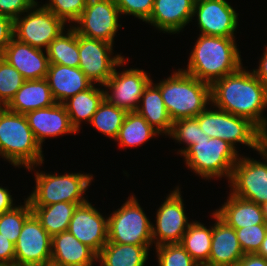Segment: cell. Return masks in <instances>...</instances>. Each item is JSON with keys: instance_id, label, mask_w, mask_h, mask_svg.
Wrapping results in <instances>:
<instances>
[{"instance_id": "obj_22", "label": "cell", "mask_w": 267, "mask_h": 266, "mask_svg": "<svg viewBox=\"0 0 267 266\" xmlns=\"http://www.w3.org/2000/svg\"><path fill=\"white\" fill-rule=\"evenodd\" d=\"M97 254L69 231L52 236L50 266H93Z\"/></svg>"}, {"instance_id": "obj_11", "label": "cell", "mask_w": 267, "mask_h": 266, "mask_svg": "<svg viewBox=\"0 0 267 266\" xmlns=\"http://www.w3.org/2000/svg\"><path fill=\"white\" fill-rule=\"evenodd\" d=\"M113 44L79 35V68L93 83L103 86L115 67L124 66L127 59L113 55Z\"/></svg>"}, {"instance_id": "obj_17", "label": "cell", "mask_w": 267, "mask_h": 266, "mask_svg": "<svg viewBox=\"0 0 267 266\" xmlns=\"http://www.w3.org/2000/svg\"><path fill=\"white\" fill-rule=\"evenodd\" d=\"M107 225L108 218L88 201L74 210L68 231L98 254L108 242Z\"/></svg>"}, {"instance_id": "obj_13", "label": "cell", "mask_w": 267, "mask_h": 266, "mask_svg": "<svg viewBox=\"0 0 267 266\" xmlns=\"http://www.w3.org/2000/svg\"><path fill=\"white\" fill-rule=\"evenodd\" d=\"M151 81V77L143 69L126 68V70L117 72L115 67L112 76L103 85L105 87V99L126 112H134Z\"/></svg>"}, {"instance_id": "obj_1", "label": "cell", "mask_w": 267, "mask_h": 266, "mask_svg": "<svg viewBox=\"0 0 267 266\" xmlns=\"http://www.w3.org/2000/svg\"><path fill=\"white\" fill-rule=\"evenodd\" d=\"M241 67L211 84V107L249 119L262 132L267 131V88Z\"/></svg>"}, {"instance_id": "obj_31", "label": "cell", "mask_w": 267, "mask_h": 266, "mask_svg": "<svg viewBox=\"0 0 267 266\" xmlns=\"http://www.w3.org/2000/svg\"><path fill=\"white\" fill-rule=\"evenodd\" d=\"M212 241V226L193 221L188 226L180 242L181 246L190 254L199 266H205L209 260Z\"/></svg>"}, {"instance_id": "obj_16", "label": "cell", "mask_w": 267, "mask_h": 266, "mask_svg": "<svg viewBox=\"0 0 267 266\" xmlns=\"http://www.w3.org/2000/svg\"><path fill=\"white\" fill-rule=\"evenodd\" d=\"M238 14L226 0H195L192 18H197L201 35L235 37Z\"/></svg>"}, {"instance_id": "obj_34", "label": "cell", "mask_w": 267, "mask_h": 266, "mask_svg": "<svg viewBox=\"0 0 267 266\" xmlns=\"http://www.w3.org/2000/svg\"><path fill=\"white\" fill-rule=\"evenodd\" d=\"M169 138L174 139L179 142V144L184 143V146L178 150L180 156L191 146L204 139H209V137L201 129L198 120L195 117L178 119L173 122L172 129Z\"/></svg>"}, {"instance_id": "obj_42", "label": "cell", "mask_w": 267, "mask_h": 266, "mask_svg": "<svg viewBox=\"0 0 267 266\" xmlns=\"http://www.w3.org/2000/svg\"><path fill=\"white\" fill-rule=\"evenodd\" d=\"M14 20L11 17L0 14V56L14 37Z\"/></svg>"}, {"instance_id": "obj_33", "label": "cell", "mask_w": 267, "mask_h": 266, "mask_svg": "<svg viewBox=\"0 0 267 266\" xmlns=\"http://www.w3.org/2000/svg\"><path fill=\"white\" fill-rule=\"evenodd\" d=\"M126 114L125 110L104 99L89 124L106 137L116 140Z\"/></svg>"}, {"instance_id": "obj_38", "label": "cell", "mask_w": 267, "mask_h": 266, "mask_svg": "<svg viewBox=\"0 0 267 266\" xmlns=\"http://www.w3.org/2000/svg\"><path fill=\"white\" fill-rule=\"evenodd\" d=\"M88 0H49L43 4L66 24H74L86 7Z\"/></svg>"}, {"instance_id": "obj_18", "label": "cell", "mask_w": 267, "mask_h": 266, "mask_svg": "<svg viewBox=\"0 0 267 266\" xmlns=\"http://www.w3.org/2000/svg\"><path fill=\"white\" fill-rule=\"evenodd\" d=\"M1 57L17 69L25 80L44 79L47 76L49 60L46 50L13 37Z\"/></svg>"}, {"instance_id": "obj_49", "label": "cell", "mask_w": 267, "mask_h": 266, "mask_svg": "<svg viewBox=\"0 0 267 266\" xmlns=\"http://www.w3.org/2000/svg\"><path fill=\"white\" fill-rule=\"evenodd\" d=\"M262 147H264V149H266L267 151V131L263 132V143H262Z\"/></svg>"}, {"instance_id": "obj_10", "label": "cell", "mask_w": 267, "mask_h": 266, "mask_svg": "<svg viewBox=\"0 0 267 266\" xmlns=\"http://www.w3.org/2000/svg\"><path fill=\"white\" fill-rule=\"evenodd\" d=\"M258 152L263 162L240 155L228 183L231 194L262 205L267 202V151L261 147Z\"/></svg>"}, {"instance_id": "obj_9", "label": "cell", "mask_w": 267, "mask_h": 266, "mask_svg": "<svg viewBox=\"0 0 267 266\" xmlns=\"http://www.w3.org/2000/svg\"><path fill=\"white\" fill-rule=\"evenodd\" d=\"M22 15L14 19V38L32 47L47 50L50 42L65 30L66 23L44 5H34Z\"/></svg>"}, {"instance_id": "obj_21", "label": "cell", "mask_w": 267, "mask_h": 266, "mask_svg": "<svg viewBox=\"0 0 267 266\" xmlns=\"http://www.w3.org/2000/svg\"><path fill=\"white\" fill-rule=\"evenodd\" d=\"M211 251L205 266H236L245 255L239 244L235 229L227 225L214 212Z\"/></svg>"}, {"instance_id": "obj_8", "label": "cell", "mask_w": 267, "mask_h": 266, "mask_svg": "<svg viewBox=\"0 0 267 266\" xmlns=\"http://www.w3.org/2000/svg\"><path fill=\"white\" fill-rule=\"evenodd\" d=\"M107 218V243L153 245V223L134 194Z\"/></svg>"}, {"instance_id": "obj_19", "label": "cell", "mask_w": 267, "mask_h": 266, "mask_svg": "<svg viewBox=\"0 0 267 266\" xmlns=\"http://www.w3.org/2000/svg\"><path fill=\"white\" fill-rule=\"evenodd\" d=\"M25 115L34 137L41 147L45 138L78 133L72 126L70 117L61 103L29 111Z\"/></svg>"}, {"instance_id": "obj_5", "label": "cell", "mask_w": 267, "mask_h": 266, "mask_svg": "<svg viewBox=\"0 0 267 266\" xmlns=\"http://www.w3.org/2000/svg\"><path fill=\"white\" fill-rule=\"evenodd\" d=\"M185 164L203 179L222 178L230 180L234 165L240 157L238 151L227 141L219 138L204 139L191 145L183 154Z\"/></svg>"}, {"instance_id": "obj_30", "label": "cell", "mask_w": 267, "mask_h": 266, "mask_svg": "<svg viewBox=\"0 0 267 266\" xmlns=\"http://www.w3.org/2000/svg\"><path fill=\"white\" fill-rule=\"evenodd\" d=\"M50 42L47 55L49 64L79 67V35L70 25Z\"/></svg>"}, {"instance_id": "obj_47", "label": "cell", "mask_w": 267, "mask_h": 266, "mask_svg": "<svg viewBox=\"0 0 267 266\" xmlns=\"http://www.w3.org/2000/svg\"><path fill=\"white\" fill-rule=\"evenodd\" d=\"M256 254L258 256H262L265 259H267V234H266V237L264 238V240L262 242L260 249L258 250V252Z\"/></svg>"}, {"instance_id": "obj_3", "label": "cell", "mask_w": 267, "mask_h": 266, "mask_svg": "<svg viewBox=\"0 0 267 266\" xmlns=\"http://www.w3.org/2000/svg\"><path fill=\"white\" fill-rule=\"evenodd\" d=\"M42 149L26 115L0 107V156L15 167L21 166L32 171L43 164Z\"/></svg>"}, {"instance_id": "obj_28", "label": "cell", "mask_w": 267, "mask_h": 266, "mask_svg": "<svg viewBox=\"0 0 267 266\" xmlns=\"http://www.w3.org/2000/svg\"><path fill=\"white\" fill-rule=\"evenodd\" d=\"M152 245L106 243L97 254L100 266H144Z\"/></svg>"}, {"instance_id": "obj_29", "label": "cell", "mask_w": 267, "mask_h": 266, "mask_svg": "<svg viewBox=\"0 0 267 266\" xmlns=\"http://www.w3.org/2000/svg\"><path fill=\"white\" fill-rule=\"evenodd\" d=\"M84 203L58 202L46 206H31L32 213L52 237L68 231L70 220L78 205Z\"/></svg>"}, {"instance_id": "obj_50", "label": "cell", "mask_w": 267, "mask_h": 266, "mask_svg": "<svg viewBox=\"0 0 267 266\" xmlns=\"http://www.w3.org/2000/svg\"><path fill=\"white\" fill-rule=\"evenodd\" d=\"M33 6L34 5H39V3L37 2V0H28Z\"/></svg>"}, {"instance_id": "obj_24", "label": "cell", "mask_w": 267, "mask_h": 266, "mask_svg": "<svg viewBox=\"0 0 267 266\" xmlns=\"http://www.w3.org/2000/svg\"><path fill=\"white\" fill-rule=\"evenodd\" d=\"M227 198L219 209L213 211L227 225L236 230L257 224H267L261 205L241 199L231 193Z\"/></svg>"}, {"instance_id": "obj_51", "label": "cell", "mask_w": 267, "mask_h": 266, "mask_svg": "<svg viewBox=\"0 0 267 266\" xmlns=\"http://www.w3.org/2000/svg\"><path fill=\"white\" fill-rule=\"evenodd\" d=\"M11 266H28V265H15V264H14V265H11Z\"/></svg>"}, {"instance_id": "obj_12", "label": "cell", "mask_w": 267, "mask_h": 266, "mask_svg": "<svg viewBox=\"0 0 267 266\" xmlns=\"http://www.w3.org/2000/svg\"><path fill=\"white\" fill-rule=\"evenodd\" d=\"M120 16L114 0H88L72 27L78 35L114 44L118 27H121L118 23Z\"/></svg>"}, {"instance_id": "obj_32", "label": "cell", "mask_w": 267, "mask_h": 266, "mask_svg": "<svg viewBox=\"0 0 267 266\" xmlns=\"http://www.w3.org/2000/svg\"><path fill=\"white\" fill-rule=\"evenodd\" d=\"M159 133L136 111L127 112L115 141L119 148L138 147Z\"/></svg>"}, {"instance_id": "obj_39", "label": "cell", "mask_w": 267, "mask_h": 266, "mask_svg": "<svg viewBox=\"0 0 267 266\" xmlns=\"http://www.w3.org/2000/svg\"><path fill=\"white\" fill-rule=\"evenodd\" d=\"M244 254L257 253L267 234V224H257L235 230Z\"/></svg>"}, {"instance_id": "obj_15", "label": "cell", "mask_w": 267, "mask_h": 266, "mask_svg": "<svg viewBox=\"0 0 267 266\" xmlns=\"http://www.w3.org/2000/svg\"><path fill=\"white\" fill-rule=\"evenodd\" d=\"M52 237L32 213L24 222L15 246V265L50 266Z\"/></svg>"}, {"instance_id": "obj_14", "label": "cell", "mask_w": 267, "mask_h": 266, "mask_svg": "<svg viewBox=\"0 0 267 266\" xmlns=\"http://www.w3.org/2000/svg\"><path fill=\"white\" fill-rule=\"evenodd\" d=\"M181 189L176 187L164 200L156 213V226L152 224V240L155 247L180 243L189 222L184 210Z\"/></svg>"}, {"instance_id": "obj_7", "label": "cell", "mask_w": 267, "mask_h": 266, "mask_svg": "<svg viewBox=\"0 0 267 266\" xmlns=\"http://www.w3.org/2000/svg\"><path fill=\"white\" fill-rule=\"evenodd\" d=\"M208 109L195 118L209 138H219L227 141L236 150L237 143L245 144L259 151L263 143V132L249 119L235 116L220 109Z\"/></svg>"}, {"instance_id": "obj_6", "label": "cell", "mask_w": 267, "mask_h": 266, "mask_svg": "<svg viewBox=\"0 0 267 266\" xmlns=\"http://www.w3.org/2000/svg\"><path fill=\"white\" fill-rule=\"evenodd\" d=\"M34 190L26 199L31 206H46L58 202L86 203L85 192L93 175L85 173L50 174L37 171Z\"/></svg>"}, {"instance_id": "obj_48", "label": "cell", "mask_w": 267, "mask_h": 266, "mask_svg": "<svg viewBox=\"0 0 267 266\" xmlns=\"http://www.w3.org/2000/svg\"><path fill=\"white\" fill-rule=\"evenodd\" d=\"M265 222L267 223V202L261 205Z\"/></svg>"}, {"instance_id": "obj_43", "label": "cell", "mask_w": 267, "mask_h": 266, "mask_svg": "<svg viewBox=\"0 0 267 266\" xmlns=\"http://www.w3.org/2000/svg\"><path fill=\"white\" fill-rule=\"evenodd\" d=\"M15 262L14 243L0 233V266H11Z\"/></svg>"}, {"instance_id": "obj_46", "label": "cell", "mask_w": 267, "mask_h": 266, "mask_svg": "<svg viewBox=\"0 0 267 266\" xmlns=\"http://www.w3.org/2000/svg\"><path fill=\"white\" fill-rule=\"evenodd\" d=\"M11 192L0 186V214L12 210L15 206Z\"/></svg>"}, {"instance_id": "obj_23", "label": "cell", "mask_w": 267, "mask_h": 266, "mask_svg": "<svg viewBox=\"0 0 267 266\" xmlns=\"http://www.w3.org/2000/svg\"><path fill=\"white\" fill-rule=\"evenodd\" d=\"M46 79L56 103H63L77 93L90 88V81L79 67L49 64Z\"/></svg>"}, {"instance_id": "obj_45", "label": "cell", "mask_w": 267, "mask_h": 266, "mask_svg": "<svg viewBox=\"0 0 267 266\" xmlns=\"http://www.w3.org/2000/svg\"><path fill=\"white\" fill-rule=\"evenodd\" d=\"M236 266H267V259L258 256L256 253L245 254Z\"/></svg>"}, {"instance_id": "obj_41", "label": "cell", "mask_w": 267, "mask_h": 266, "mask_svg": "<svg viewBox=\"0 0 267 266\" xmlns=\"http://www.w3.org/2000/svg\"><path fill=\"white\" fill-rule=\"evenodd\" d=\"M32 6L28 0H0V14L11 17L14 20Z\"/></svg>"}, {"instance_id": "obj_44", "label": "cell", "mask_w": 267, "mask_h": 266, "mask_svg": "<svg viewBox=\"0 0 267 266\" xmlns=\"http://www.w3.org/2000/svg\"><path fill=\"white\" fill-rule=\"evenodd\" d=\"M251 71L267 88V45L265 46L264 53L259 60L258 68Z\"/></svg>"}, {"instance_id": "obj_35", "label": "cell", "mask_w": 267, "mask_h": 266, "mask_svg": "<svg viewBox=\"0 0 267 266\" xmlns=\"http://www.w3.org/2000/svg\"><path fill=\"white\" fill-rule=\"evenodd\" d=\"M32 214L30 202L25 198L24 205L0 214V233L14 244L17 242L25 220Z\"/></svg>"}, {"instance_id": "obj_4", "label": "cell", "mask_w": 267, "mask_h": 266, "mask_svg": "<svg viewBox=\"0 0 267 266\" xmlns=\"http://www.w3.org/2000/svg\"><path fill=\"white\" fill-rule=\"evenodd\" d=\"M157 85L173 122L196 117L211 104V85L180 68Z\"/></svg>"}, {"instance_id": "obj_20", "label": "cell", "mask_w": 267, "mask_h": 266, "mask_svg": "<svg viewBox=\"0 0 267 266\" xmlns=\"http://www.w3.org/2000/svg\"><path fill=\"white\" fill-rule=\"evenodd\" d=\"M195 0H154L150 23L163 33L178 34L192 22Z\"/></svg>"}, {"instance_id": "obj_36", "label": "cell", "mask_w": 267, "mask_h": 266, "mask_svg": "<svg viewBox=\"0 0 267 266\" xmlns=\"http://www.w3.org/2000/svg\"><path fill=\"white\" fill-rule=\"evenodd\" d=\"M25 82L24 77L0 56V107H6Z\"/></svg>"}, {"instance_id": "obj_2", "label": "cell", "mask_w": 267, "mask_h": 266, "mask_svg": "<svg viewBox=\"0 0 267 266\" xmlns=\"http://www.w3.org/2000/svg\"><path fill=\"white\" fill-rule=\"evenodd\" d=\"M190 52L185 73L212 84L238 71L242 65L235 37L201 35Z\"/></svg>"}, {"instance_id": "obj_40", "label": "cell", "mask_w": 267, "mask_h": 266, "mask_svg": "<svg viewBox=\"0 0 267 266\" xmlns=\"http://www.w3.org/2000/svg\"><path fill=\"white\" fill-rule=\"evenodd\" d=\"M120 14L132 15L146 22L153 9L154 0H114Z\"/></svg>"}, {"instance_id": "obj_26", "label": "cell", "mask_w": 267, "mask_h": 266, "mask_svg": "<svg viewBox=\"0 0 267 266\" xmlns=\"http://www.w3.org/2000/svg\"><path fill=\"white\" fill-rule=\"evenodd\" d=\"M140 103L136 112L139 113L159 135L165 134L168 136L171 132L173 121L166 110L159 86L151 81L142 94Z\"/></svg>"}, {"instance_id": "obj_27", "label": "cell", "mask_w": 267, "mask_h": 266, "mask_svg": "<svg viewBox=\"0 0 267 266\" xmlns=\"http://www.w3.org/2000/svg\"><path fill=\"white\" fill-rule=\"evenodd\" d=\"M95 86L96 84H93L87 90L77 93L62 103L70 117L72 126L78 133L81 129V122L90 123L92 116L105 99L104 88L100 89Z\"/></svg>"}, {"instance_id": "obj_25", "label": "cell", "mask_w": 267, "mask_h": 266, "mask_svg": "<svg viewBox=\"0 0 267 266\" xmlns=\"http://www.w3.org/2000/svg\"><path fill=\"white\" fill-rule=\"evenodd\" d=\"M56 103L46 78L25 80L6 108L9 111L26 114L29 111L51 107Z\"/></svg>"}, {"instance_id": "obj_37", "label": "cell", "mask_w": 267, "mask_h": 266, "mask_svg": "<svg viewBox=\"0 0 267 266\" xmlns=\"http://www.w3.org/2000/svg\"><path fill=\"white\" fill-rule=\"evenodd\" d=\"M158 266H199L180 243L155 247Z\"/></svg>"}]
</instances>
